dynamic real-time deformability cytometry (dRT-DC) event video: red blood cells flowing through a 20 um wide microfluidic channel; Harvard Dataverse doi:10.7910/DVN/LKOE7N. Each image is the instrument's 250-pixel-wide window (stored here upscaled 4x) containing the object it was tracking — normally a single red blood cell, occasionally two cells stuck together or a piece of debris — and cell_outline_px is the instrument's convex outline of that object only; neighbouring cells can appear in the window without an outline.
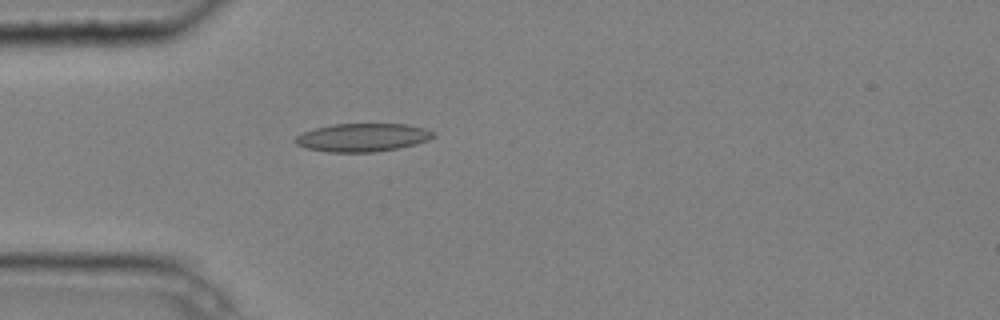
{"species": "common noctule bat (a hibernating species)", "species_latin": "Nyctalus noctula", "temperature_condition": "cold", "stored_images_in_passage": 2, "camera_frame_rate_fps": 3000, "um_per_image_px": 0.085, "animal": {"sex": "male", "body_mass_g": 20.4}, "frame": {"image": 1, "passage_image": 2, "time_ms": 0.333, "image_size_px": [1000, 320], "cell_outline_px": [[436, 136], [428, 140], [416, 144], [376, 152], [328, 152], [308, 148], [296, 144], [292, 140], [296, 136], [304, 132], [316, 128], [332, 124], [408, 124], [424, 128], [436, 132]], "centroid_in_image_um": [30.84, 11.68], "position_along_channel_um": 54.2, "area_um2": 22.72}}